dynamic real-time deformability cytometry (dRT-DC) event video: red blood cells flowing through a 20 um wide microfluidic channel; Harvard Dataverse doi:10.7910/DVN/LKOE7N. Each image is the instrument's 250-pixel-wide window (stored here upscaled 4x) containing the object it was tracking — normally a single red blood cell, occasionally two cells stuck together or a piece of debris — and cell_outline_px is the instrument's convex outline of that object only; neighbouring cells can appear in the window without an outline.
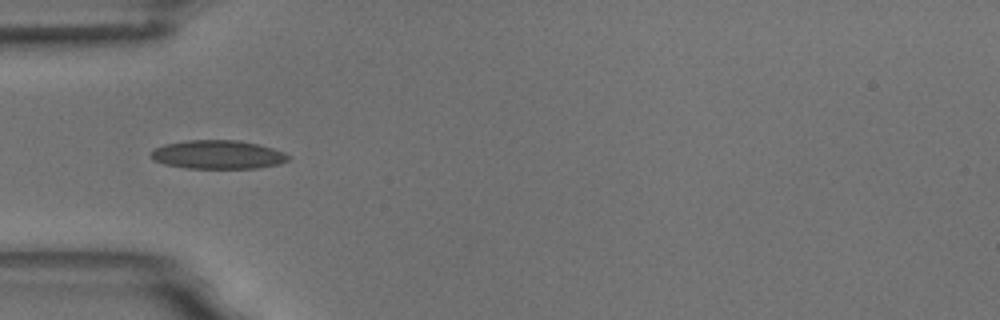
{"species": "common noctule bat (a hibernating species)", "species_latin": "Nyctalus noctula", "temperature_condition": "room temperature", "stored_images_in_passage": 6, "camera_frame_rate_fps": 3000, "um_per_image_px": 0.085, "animal": {"sex": "male", "body_mass_g": 18.8}, "frame": {"image": 1, "passage_image": 4, "time_ms": 3.333, "image_size_px": [1000, 320], "cell_outline_px": [[288, 160], [280, 164], [256, 168], [188, 168], [164, 164], [152, 160], [148, 152], [164, 144], [188, 140], [240, 140], [272, 148], [284, 152], [288, 156]], "centroid_in_image_um": [18.47, 13.14], "position_along_channel_um": 66.5, "area_um2": 22.95}}